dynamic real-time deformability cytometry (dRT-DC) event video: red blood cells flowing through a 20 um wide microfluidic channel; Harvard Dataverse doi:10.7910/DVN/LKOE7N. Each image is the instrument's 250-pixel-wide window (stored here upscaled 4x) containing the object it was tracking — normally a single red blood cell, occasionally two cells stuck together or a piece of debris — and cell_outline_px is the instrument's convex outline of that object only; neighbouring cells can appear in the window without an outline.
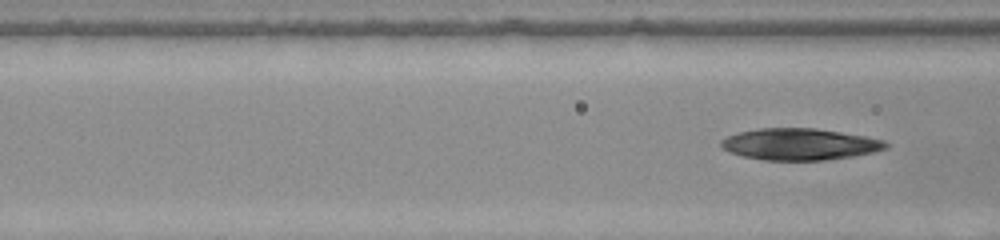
{"species": "common noctule bat (a hibernating species)", "species_latin": "Nyctalus noctula", "temperature_condition": "warm", "stored_images_in_passage": 11, "segment_of_instrument_passage": [2, 2], "camera_frame_rate_fps": 3000, "um_per_image_px": 0.085, "animal": {"sex": "female", "body_mass_g": 22.0, "forearm_length_mm": 56.7}, "frame": {"image": 1, "passage_image": 11, "time_ms": 3.333, "image_size_px": [1000, 240], "cell_outline_px": [[888, 148], [872, 152], [852, 156], [824, 160], [764, 160], [744, 156], [728, 152], [720, 144], [720, 140], [728, 136], [740, 132], [760, 128], [816, 128], [864, 136], [884, 140], [888, 144]], "centroid_in_image_um": [67.96, 12.26], "position_along_channel_um": 98.6, "area_um2": 30.11}}